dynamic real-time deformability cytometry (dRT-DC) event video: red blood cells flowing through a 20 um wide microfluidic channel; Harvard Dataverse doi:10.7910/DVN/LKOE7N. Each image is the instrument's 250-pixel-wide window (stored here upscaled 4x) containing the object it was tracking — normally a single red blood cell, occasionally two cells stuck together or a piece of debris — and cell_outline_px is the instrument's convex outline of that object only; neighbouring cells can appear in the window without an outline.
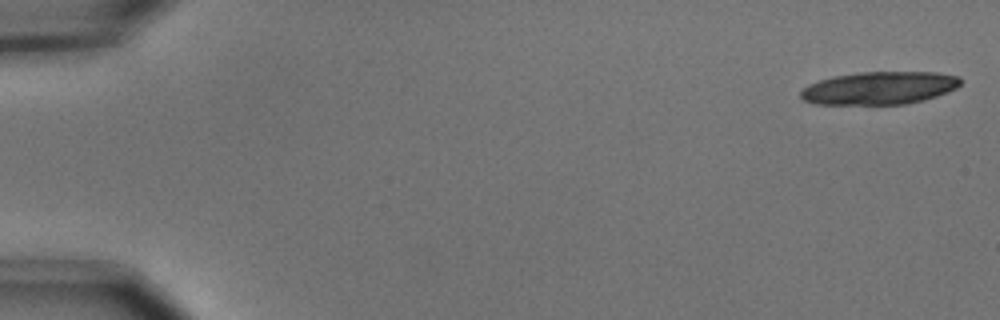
{"species": "common noctule bat (a hibernating species)", "species_latin": "Nyctalus noctula", "temperature_condition": "cold", "stored_images_in_passage": 16, "camera_frame_rate_fps": 3000, "um_per_image_px": 0.085, "animal": {"sex": "male", "body_mass_g": 15.6}, "frame": {"image": 1, "passage_image": 1, "time_ms": 0.0, "image_size_px": [1000, 320], "cell_outline_px": [[960, 84], [956, 88], [948, 92], [924, 100], [904, 104], [816, 104], [804, 100], [800, 96], [800, 92], [808, 84], [832, 76], [860, 72], [936, 72], [960, 76]], "centroid_in_image_um": [74.75, 7.48], "position_along_channel_um": 10.2, "area_um2": 30.58}}